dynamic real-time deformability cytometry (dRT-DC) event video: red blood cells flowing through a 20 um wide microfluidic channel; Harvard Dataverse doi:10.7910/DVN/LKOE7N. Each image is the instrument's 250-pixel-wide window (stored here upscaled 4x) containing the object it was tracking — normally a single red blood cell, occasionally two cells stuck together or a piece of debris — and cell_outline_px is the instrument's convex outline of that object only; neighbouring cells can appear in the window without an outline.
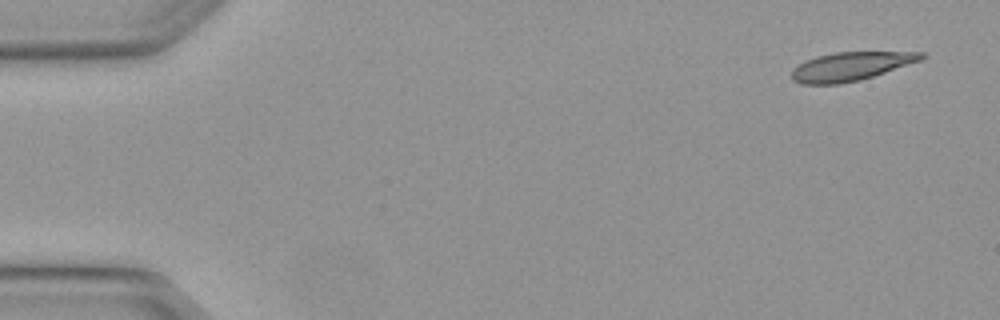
{"species": "Egyptian fruit bat (a non-hibernating species)", "species_latin": "Rousettus aegyptiacus", "temperature_condition": "warm", "stored_images_in_passage": 4, "camera_frame_rate_fps": 3000, "um_per_image_px": 0.085, "animal": {"sex": "female"}, "frame": {"image": 1, "passage_image": 1, "time_ms": 0.0, "image_size_px": [1000, 320], "cell_outline_px": [[928, 56], [924, 60], [860, 80], [840, 84], [800, 84], [792, 80], [792, 68], [804, 60], [816, 56], [836, 52], [924, 52]], "centroid_in_image_um": [72.33, 5.64], "position_along_channel_um": 12.7, "area_um2": 21.91}}